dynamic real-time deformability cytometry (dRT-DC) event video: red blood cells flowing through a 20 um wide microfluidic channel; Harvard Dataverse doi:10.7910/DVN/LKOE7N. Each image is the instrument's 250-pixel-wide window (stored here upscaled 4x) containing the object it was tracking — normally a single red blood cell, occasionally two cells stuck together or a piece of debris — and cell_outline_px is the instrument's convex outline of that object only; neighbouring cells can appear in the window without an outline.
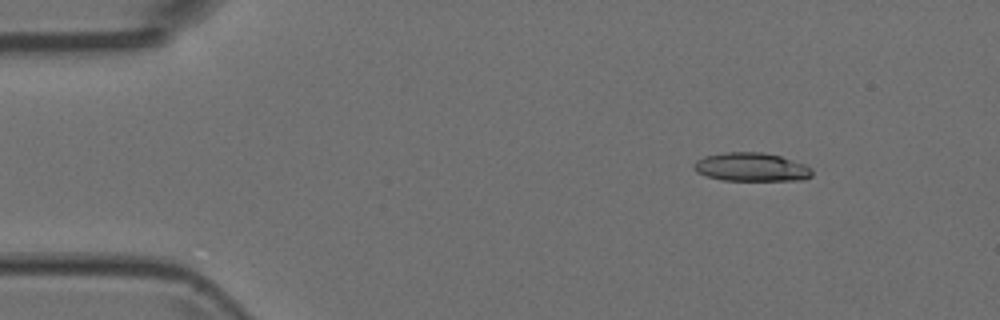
{"species": "Egyptian fruit bat (a non-hibernating species)", "species_latin": "Rousettus aegyptiacus", "temperature_condition": "room temperature", "stored_images_in_passage": 3, "camera_frame_rate_fps": 3000, "um_per_image_px": 0.085, "animal": {"sex": "female"}, "frame": {"image": 1, "passage_image": 1, "time_ms": 0.0, "image_size_px": [1000, 320], "cell_outline_px": [[812, 176], [804, 180], [724, 180], [708, 176], [696, 172], [692, 168], [692, 164], [696, 160], [704, 156], [724, 152], [760, 152], [780, 156], [804, 164], [812, 168]], "centroid_in_image_um": [63.84, 14.2], "position_along_channel_um": 21.2, "area_um2": 19.71}}
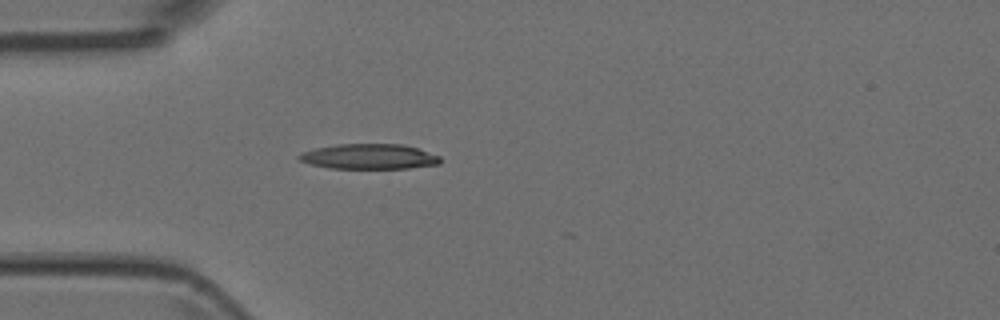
{"frame": {"image": 2, "passage_image": 3, "time_ms": 0.667, "image_size_px": [1000, 320], "cell_outline_px": [[440, 164], [408, 168], [328, 168], [312, 164], [300, 160], [296, 156], [300, 152], [316, 148], [336, 144], [400, 144], [416, 148], [440, 156]], "centroid_in_image_um": [31.35, 13.3], "position_along_channel_um": 53.7, "area_um2": 20.58}}